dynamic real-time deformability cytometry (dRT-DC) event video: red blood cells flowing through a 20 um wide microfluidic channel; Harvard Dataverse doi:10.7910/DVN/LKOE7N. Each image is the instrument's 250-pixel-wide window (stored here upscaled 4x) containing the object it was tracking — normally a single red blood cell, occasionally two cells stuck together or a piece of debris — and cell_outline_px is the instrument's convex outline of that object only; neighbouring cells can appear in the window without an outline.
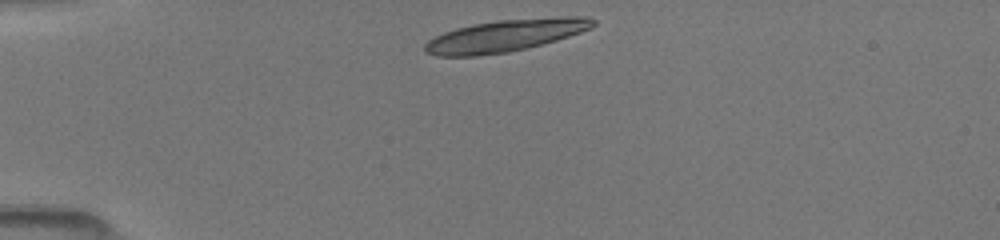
{"species": "common noctule bat (a hibernating species)", "species_latin": "Nyctalus noctula", "temperature_condition": "room temperature", "stored_images_in_passage": 2, "camera_frame_rate_fps": 3000, "um_per_image_px": 0.085, "animal": {"sex": "female", "body_mass_g": 19.5, "forearm_length_mm": 54.1}, "frame": {"image": 1, "passage_image": 1, "time_ms": 0.0, "image_size_px": [1000, 240], "cell_outline_px": [[596, 24], [592, 28], [556, 40], [508, 52], [476, 56], [436, 56], [424, 52], [424, 44], [428, 40], [444, 32], [456, 28], [472, 24], [496, 20], [560, 16], [588, 16], [596, 20]], "centroid_in_image_um": [42.95, 3.01], "position_along_channel_um": 42.0, "area_um2": 31.5}}